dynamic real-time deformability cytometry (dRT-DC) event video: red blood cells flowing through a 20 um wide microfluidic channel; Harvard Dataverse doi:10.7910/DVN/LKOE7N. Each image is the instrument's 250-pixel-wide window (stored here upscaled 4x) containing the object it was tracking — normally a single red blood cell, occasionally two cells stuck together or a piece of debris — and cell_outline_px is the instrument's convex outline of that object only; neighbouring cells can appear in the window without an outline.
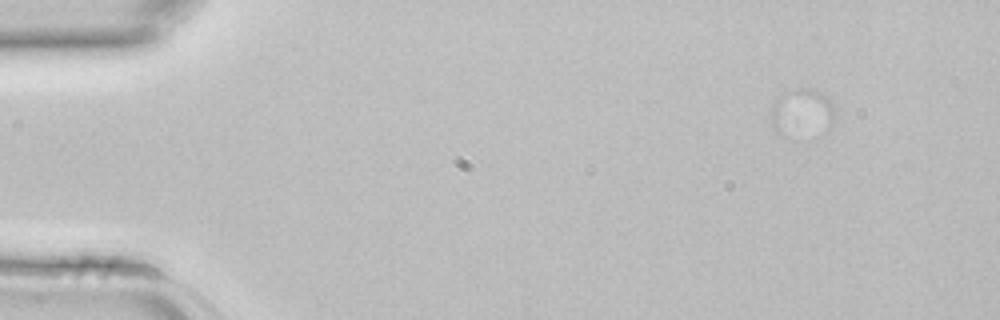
{"species": "common noctule bat (a hibernating species)", "species_latin": "Nyctalus noctula", "temperature_condition": "room temperature", "stored_images_in_passage": 1, "camera_frame_rate_fps": 3000, "um_per_image_px": 0.085, "animal": {"sex": "female", "body_mass_g": 22.7, "forearm_length_mm": 54.2}, "frame": {"image": 1, "passage_image": 1, "time_ms": 0.0, "image_size_px": [1000, 320], "cell_outline_px": [[836, 116], [832, 124], [828, 128], [796, 140], [788, 140], [780, 136], [768, 124], [776, 100], [788, 92], [796, 88], [808, 88], [820, 92], [828, 96], [836, 104]], "centroid_in_image_um": [68.19, 9.66], "position_along_channel_um": 16.8, "area_um2": 18.79}}